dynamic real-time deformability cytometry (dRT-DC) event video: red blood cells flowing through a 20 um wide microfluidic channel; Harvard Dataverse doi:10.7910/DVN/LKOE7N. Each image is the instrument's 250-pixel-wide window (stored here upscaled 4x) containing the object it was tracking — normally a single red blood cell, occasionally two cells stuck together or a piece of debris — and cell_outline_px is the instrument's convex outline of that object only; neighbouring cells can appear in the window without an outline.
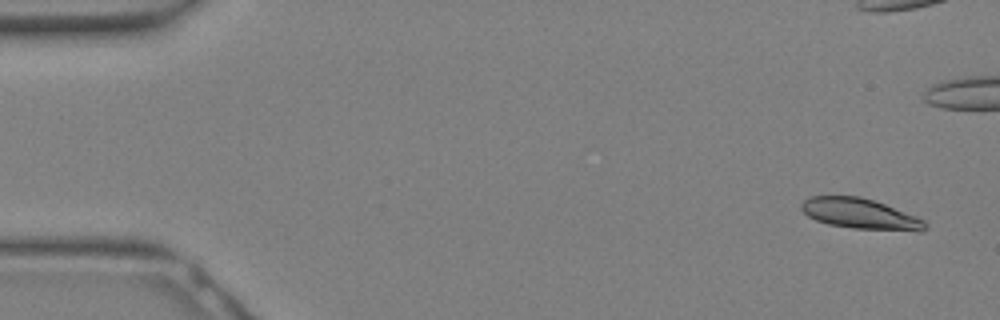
{"species": "Egyptian fruit bat (a non-hibernating species)", "species_latin": "Rousettus aegyptiacus", "temperature_condition": "warm", "stored_images_in_passage": 19, "camera_frame_rate_fps": 3000, "um_per_image_px": 0.085, "animal": {"sex": "female"}, "frame": {"image": 1, "passage_image": 1, "time_ms": 0.0, "image_size_px": [1000, 320], "cell_outline_px": [[928, 228], [920, 232], [852, 228], [828, 224], [816, 220], [808, 216], [800, 208], [800, 204], [808, 196], [860, 196], [884, 204], [916, 216], [924, 220], [928, 224]], "centroid_in_image_um": [73.14, 18.18], "position_along_channel_um": 11.9, "area_um2": 22.14}}
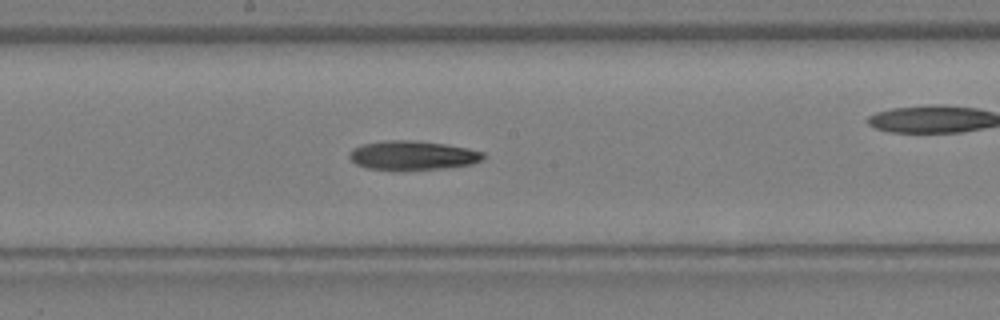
{"frame": {"image": 2, "passage_image": 16, "time_ms": 5.0, "image_size_px": [1000, 320], "cell_outline_px": [[484, 160], [472, 164], [448, 168], [368, 168], [356, 164], [348, 156], [348, 152], [352, 148], [364, 144], [384, 140], [416, 140], [444, 144], [468, 148], [484, 152]], "centroid_in_image_um": [35.1, 13.17], "position_along_channel_um": 213.1, "area_um2": 22.31}}